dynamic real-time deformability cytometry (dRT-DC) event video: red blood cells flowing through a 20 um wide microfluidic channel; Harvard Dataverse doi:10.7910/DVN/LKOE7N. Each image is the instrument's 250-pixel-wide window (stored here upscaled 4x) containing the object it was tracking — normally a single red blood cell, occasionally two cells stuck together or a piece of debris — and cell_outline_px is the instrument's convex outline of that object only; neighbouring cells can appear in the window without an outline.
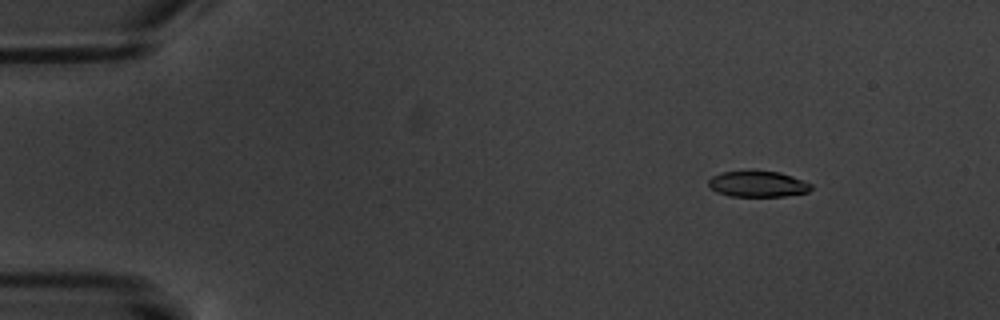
{"species": "common noctule bat (a hibernating species)", "species_latin": "Nyctalus noctula", "temperature_condition": "warm", "stored_images_in_passage": 6, "segment_of_instrument_passage": [1, 2], "camera_frame_rate_fps": 3000, "um_per_image_px": 0.085, "animal": {"sex": "male", "body_mass_g": 20.1, "forearm_length_mm": 53.5}, "frame": {"image": 1, "passage_image": 3, "time_ms": 2.333, "image_size_px": [1000, 320], "cell_outline_px": [[812, 188], [808, 192], [784, 196], [732, 196], [716, 192], [708, 184], [708, 180], [712, 176], [720, 172], [780, 172], [792, 176], [812, 184]], "centroid_in_image_um": [64.42, 15.65], "position_along_channel_um": 20.6, "area_um2": 15.2}}
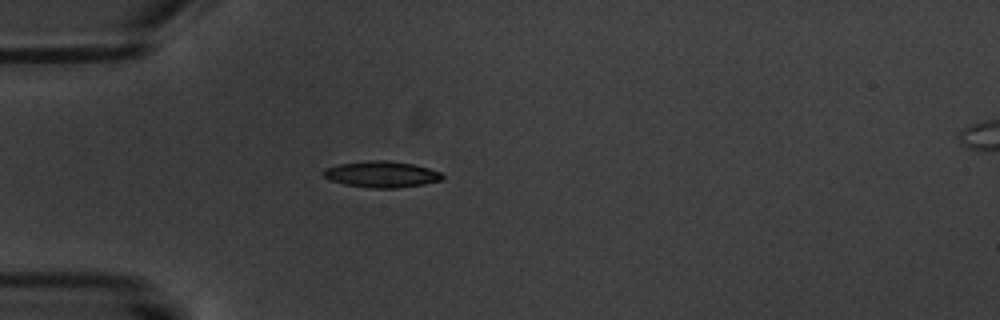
{"frame": {"image": 2, "passage_image": 5, "time_ms": 5.667, "image_size_px": [1000, 320], "cell_outline_px": [[444, 176], [440, 180], [424, 184], [396, 188], [372, 188], [344, 184], [328, 180], [320, 172], [324, 168], [340, 164], [372, 160], [384, 160], [412, 164], [428, 168], [440, 172]], "centroid_in_image_um": [32.38, 14.82], "position_along_channel_um": 52.6, "area_um2": 18.09}}